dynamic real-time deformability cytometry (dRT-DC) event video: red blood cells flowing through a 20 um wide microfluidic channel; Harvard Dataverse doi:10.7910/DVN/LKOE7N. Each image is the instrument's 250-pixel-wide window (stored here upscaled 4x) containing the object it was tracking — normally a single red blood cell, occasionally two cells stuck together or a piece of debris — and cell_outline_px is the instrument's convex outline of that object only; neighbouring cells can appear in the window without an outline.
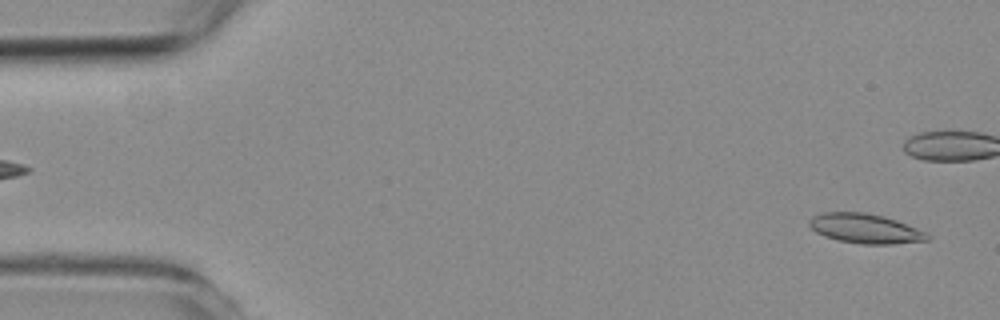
{"species": "common noctule bat (a hibernating species)", "species_latin": "Nyctalus noctula", "temperature_condition": "room temperature", "stored_images_in_passage": 54, "camera_frame_rate_fps": 3000, "um_per_image_px": 0.085, "animal": {"sex": "female", "body_mass_g": 19.3, "forearm_length_mm": 54.1}, "frame": {"image": 1, "passage_image": 2, "time_ms": 0.333, "image_size_px": [1000, 320], "cell_outline_px": [[932, 236], [928, 240], [892, 244], [860, 244], [840, 240], [824, 236], [816, 232], [808, 224], [808, 220], [812, 216], [824, 212], [864, 212], [884, 216], [896, 220], [916, 228]], "centroid_in_image_um": [73.53, 19.42], "position_along_channel_um": 11.5, "area_um2": 20.29}}
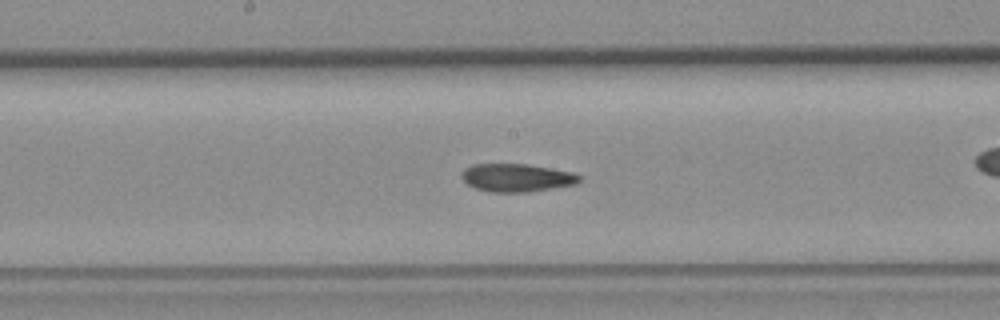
{"frame": {"image": 2, "passage_image": 27, "time_ms": 8.667, "image_size_px": [1000, 320], "cell_outline_px": [[580, 180], [576, 184], [528, 192], [492, 192], [476, 188], [468, 184], [460, 176], [460, 172], [464, 168], [472, 164], [528, 164], [572, 172], [580, 176]], "centroid_in_image_um": [43.88, 15.1], "position_along_channel_um": 204.3, "area_um2": 19.19}}
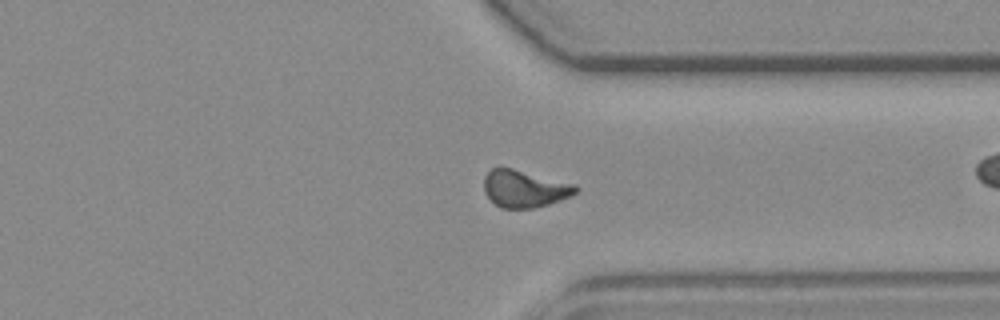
{"frame": {"image": 3, "passage_image": 40, "time_ms": 13.0, "image_size_px": [1000, 320], "cell_outline_px": [[580, 188], [572, 196], [548, 204], [532, 208], [500, 208], [484, 192], [484, 176], [492, 168], [512, 168], [576, 184]], "centroid_in_image_um": [44.61, 16.04], "position_along_channel_um": 366.8, "area_um2": 19.83}, "authors_computed_cell_mechanics": {"area_um2": 19.5942, "velocity_mm_per_s": 3.78, "shape_relaxation_time_tau1_ms": null, "shape_relaxation_time_tau2_ms": 3.0236, "deformation_change_tau1": null, "deformation_change_tau2": 0.1029}}